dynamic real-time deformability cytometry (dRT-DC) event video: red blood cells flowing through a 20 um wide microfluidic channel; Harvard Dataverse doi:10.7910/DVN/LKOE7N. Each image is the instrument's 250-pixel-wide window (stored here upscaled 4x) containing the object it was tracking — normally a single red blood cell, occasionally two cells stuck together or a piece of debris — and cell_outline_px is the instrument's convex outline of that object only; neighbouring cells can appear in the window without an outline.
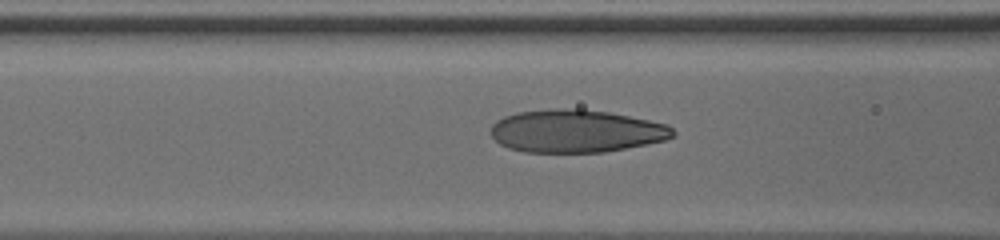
{"species": "human", "species_latin": "Homo sapiens", "temperature_condition": "cold", "stored_images_in_passage": 31, "camera_frame_rate_fps": 3000, "um_per_image_px": 0.085, "donor": {"sex": "male"}, "frame": {"image": 1, "passage_image": 9, "time_ms": 2.667, "image_size_px": [1000, 240], "cell_outline_px": [[676, 132], [672, 136], [664, 140], [604, 152], [524, 152], [508, 148], [500, 144], [492, 136], [492, 124], [496, 120], [504, 116], [516, 112], [576, 108], [580, 108], [608, 112], [668, 124]], "centroid_in_image_um": [48.95, 11.14], "position_along_channel_um": 117.7, "area_um2": 45.03}}
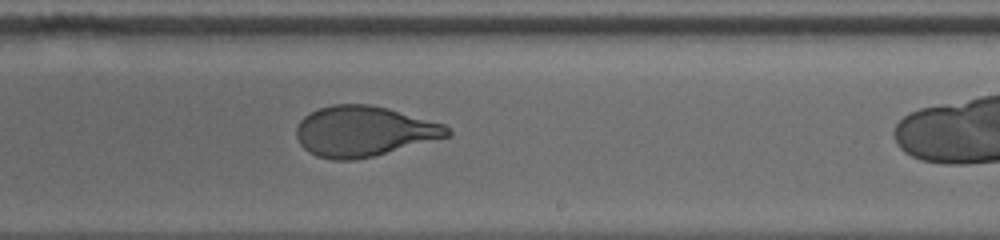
{"frame": {"image": 2, "passage_image": 20, "time_ms": 6.333, "image_size_px": [1000, 240], "cell_outline_px": [[452, 132], [448, 136], [372, 156], [356, 160], [332, 160], [316, 156], [308, 152], [300, 144], [296, 136], [296, 128], [300, 120], [304, 116], [320, 108], [332, 104], [372, 104], [388, 108], [444, 124]], "centroid_in_image_um": [30.88, 11.15], "position_along_channel_um": 258.1, "area_um2": 44.04}}
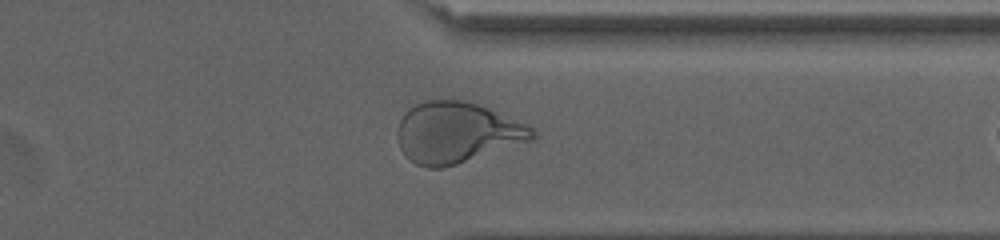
{"frame": {"image": 3, "passage_image": 29, "time_ms": 9.333, "image_size_px": [1000, 240], "cell_outline_px": [[536, 136], [532, 140], [444, 168], [428, 168], [416, 164], [408, 160], [404, 156], [400, 148], [396, 132], [400, 120], [408, 108], [424, 100], [464, 100], [488, 108], [524, 124], [532, 128], [536, 132]], "centroid_in_image_um": [38.77, 11.28], "position_along_channel_um": 372.6, "area_um2": 47.69}}